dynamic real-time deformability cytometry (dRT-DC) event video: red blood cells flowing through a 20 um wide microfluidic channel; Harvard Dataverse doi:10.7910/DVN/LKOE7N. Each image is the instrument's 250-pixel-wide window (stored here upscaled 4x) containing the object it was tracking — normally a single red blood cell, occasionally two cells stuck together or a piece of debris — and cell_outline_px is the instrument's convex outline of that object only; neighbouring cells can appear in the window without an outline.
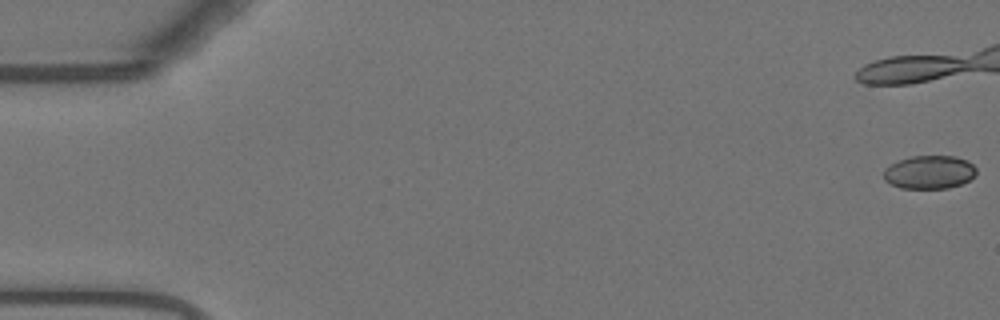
{"species": "Egyptian fruit bat (a non-hibernating species)", "species_latin": "Rousettus aegyptiacus", "temperature_condition": "warm", "stored_images_in_passage": 45, "camera_frame_rate_fps": 3000, "um_per_image_px": 0.085, "animal": {"sex": "female"}, "frame": {"image": 1, "passage_image": 1, "time_ms": 0.0, "image_size_px": [1000, 320], "cell_outline_px": [[976, 176], [960, 184], [948, 188], [900, 188], [884, 180], [884, 168], [900, 160], [912, 156], [956, 156], [968, 160], [976, 168]], "centroid_in_image_um": [79.02, 14.63], "position_along_channel_um": 6.0, "area_um2": 17.98}}